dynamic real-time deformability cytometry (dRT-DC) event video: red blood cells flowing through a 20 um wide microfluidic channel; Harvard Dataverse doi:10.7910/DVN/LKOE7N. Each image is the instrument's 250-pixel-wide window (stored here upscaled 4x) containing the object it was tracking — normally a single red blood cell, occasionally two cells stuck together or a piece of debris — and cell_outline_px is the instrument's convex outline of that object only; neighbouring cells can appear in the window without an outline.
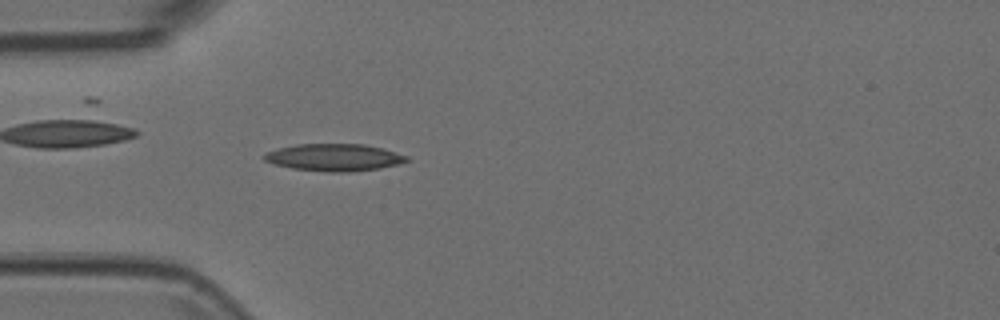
{"species": "Egyptian fruit bat (a non-hibernating species)", "species_latin": "Rousettus aegyptiacus", "temperature_condition": "room temperature", "stored_images_in_passage": 54, "camera_frame_rate_fps": 3000, "um_per_image_px": 0.085, "animal": {"sex": "female"}, "frame": {"image": 1, "passage_image": 16, "time_ms": 5.0, "image_size_px": [1000, 320], "cell_outline_px": [[408, 160], [396, 164], [380, 168], [348, 172], [328, 172], [292, 168], [272, 164], [264, 160], [260, 156], [264, 152], [276, 148], [296, 144], [364, 144], [384, 148], [408, 156]], "centroid_in_image_um": [28.33, 13.37], "position_along_channel_um": 56.7, "area_um2": 22.77}}
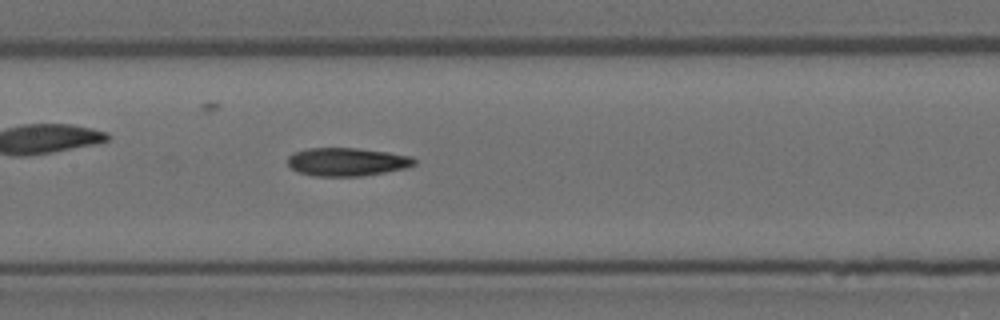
{"frame": {"image": 2, "passage_image": 26, "time_ms": 8.333, "image_size_px": [1000, 320], "cell_outline_px": [[416, 164], [408, 168], [360, 176], [312, 176], [300, 172], [292, 168], [288, 164], [288, 156], [296, 152], [308, 148], [356, 148], [388, 152], [412, 156], [416, 160]], "centroid_in_image_um": [29.53, 13.75], "position_along_channel_um": 177.9, "area_um2": 20.81}}
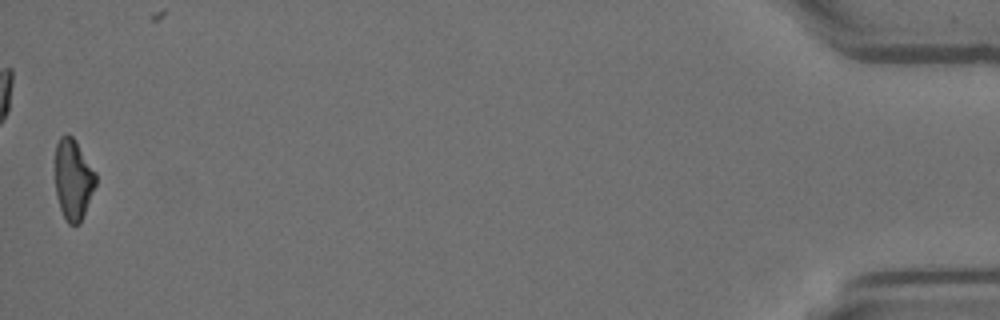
{"frame": {"image": 3, "passage_image": 54, "time_ms": 17.667, "image_size_px": [1000, 320], "cell_outline_px": [[96, 184], [80, 224], [68, 224], [64, 220], [56, 196], [56, 144], [60, 136], [68, 132], [76, 140], [96, 172]], "centroid_in_image_um": [6.22, 15.24], "position_along_channel_um": 429.0, "area_um2": 19.25}}